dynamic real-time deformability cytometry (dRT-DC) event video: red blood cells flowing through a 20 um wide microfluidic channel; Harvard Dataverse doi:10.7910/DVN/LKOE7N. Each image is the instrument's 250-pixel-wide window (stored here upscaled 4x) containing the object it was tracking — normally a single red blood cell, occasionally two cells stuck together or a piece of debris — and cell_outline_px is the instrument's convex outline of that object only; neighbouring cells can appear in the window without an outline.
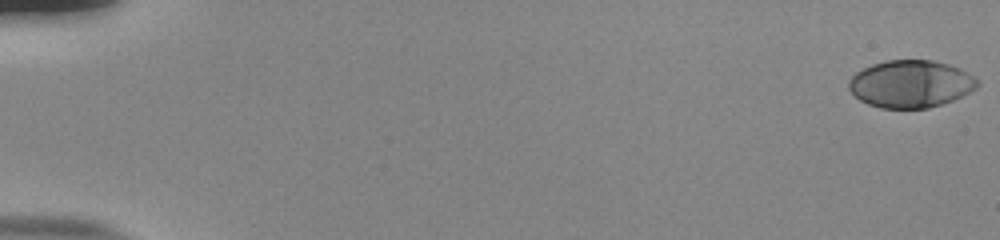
{"species": "human", "species_latin": "Homo sapiens", "temperature_condition": "room temperature", "stored_images_in_passage": 55, "camera_frame_rate_fps": 3000, "um_per_image_px": 0.085, "donor": {"sex": "male"}, "frame": {"image": 1, "passage_image": 1, "time_ms": 0.0, "image_size_px": [1000, 240], "cell_outline_px": [[980, 84], [976, 88], [952, 100], [928, 108], [880, 108], [868, 104], [860, 100], [848, 88], [848, 80], [856, 72], [872, 64], [884, 60], [932, 60], [948, 64], [960, 68], [972, 76]], "centroid_in_image_um": [77.37, 7.12], "position_along_channel_um": 7.6, "area_um2": 35.32}}
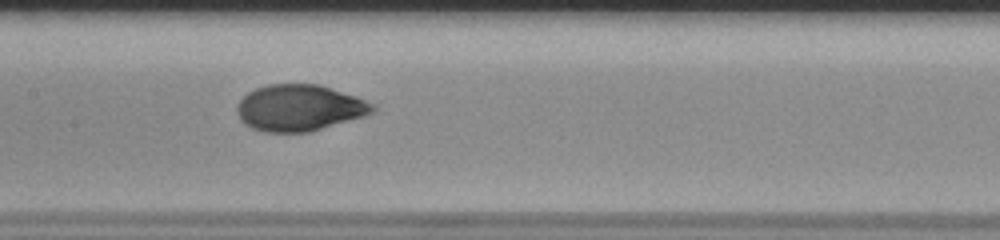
{"frame": {"image": 2, "passage_image": 29, "time_ms": 9.333, "image_size_px": [1000, 240], "cell_outline_px": [[376, 108], [372, 112], [364, 116], [308, 132], [264, 132], [252, 128], [244, 124], [240, 120], [236, 112], [236, 104], [248, 92], [256, 88], [268, 84], [320, 84], [356, 96], [376, 104]], "centroid_in_image_um": [25.43, 9.16], "position_along_channel_um": 182.0, "area_um2": 36.76}}
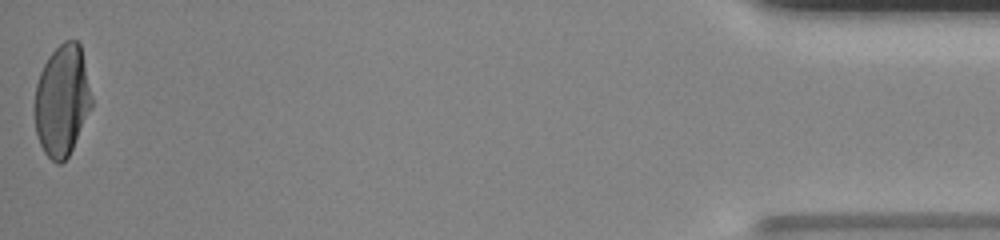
{"frame": {"image": 3, "passage_image": 55, "time_ms": 18.0, "image_size_px": [1000, 240], "cell_outline_px": [[92, 108], [68, 156], [60, 164], [56, 164], [44, 152], [40, 144], [36, 132], [36, 84], [40, 72], [48, 56], [64, 40], [76, 40], [80, 44], [92, 96]], "centroid_in_image_um": [5.29, 8.53], "position_along_channel_um": 429.9, "area_um2": 36.59}, "authors_computed_cell_mechanics": {"area_um2": 36.5874, "velocity_mm_per_s": 3.8353, "shape_relaxation_time_tau1_ms": 4.1968, "shape_relaxation_time_tau2_ms": null, "deformation_change_tau1": 0.2136, "deformation_change_tau2": null}}